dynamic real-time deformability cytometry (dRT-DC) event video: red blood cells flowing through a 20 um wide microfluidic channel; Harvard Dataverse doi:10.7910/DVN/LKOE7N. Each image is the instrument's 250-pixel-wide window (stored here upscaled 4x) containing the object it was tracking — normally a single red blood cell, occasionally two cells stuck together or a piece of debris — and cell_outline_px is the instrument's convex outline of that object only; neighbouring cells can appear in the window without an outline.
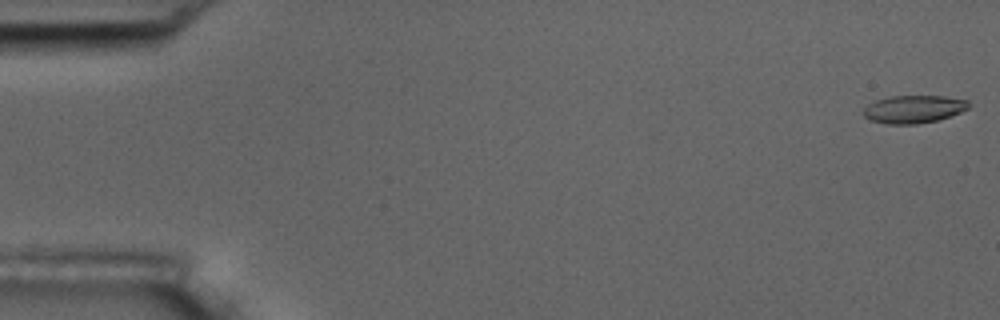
{"species": "common noctule bat (a hibernating species)", "species_latin": "Nyctalus noctula", "temperature_condition": "room temperature", "stored_images_in_passage": 56, "camera_frame_rate_fps": 3000, "um_per_image_px": 0.085, "animal": {"sex": "male", "body_mass_g": 17.5, "forearm_length_mm": 52.3}, "frame": {"image": 1, "passage_image": 1, "time_ms": 0.0, "image_size_px": [1000, 320], "cell_outline_px": [[968, 108], [960, 112], [936, 120], [916, 124], [888, 124], [872, 120], [864, 116], [864, 108], [868, 104], [876, 100], [892, 96], [944, 96], [968, 100]], "centroid_in_image_um": [77.65, 9.27], "position_along_channel_um": 7.4, "area_um2": 16.76}}
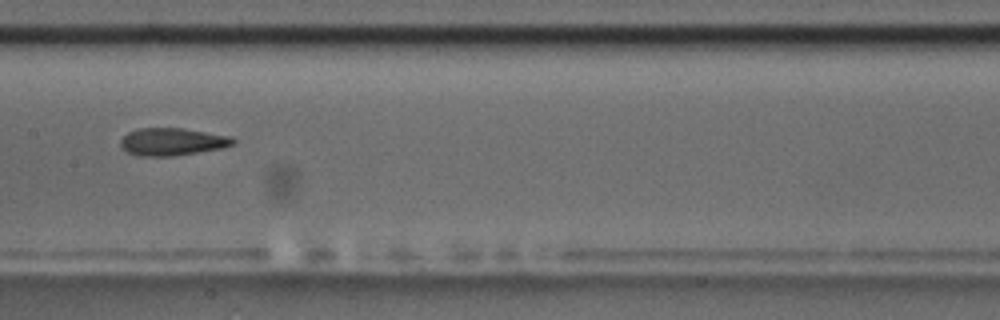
{"frame": {"image": 2, "passage_image": 29, "time_ms": 9.333, "image_size_px": [1000, 320], "cell_outline_px": [[236, 144], [220, 148], [172, 156], [136, 156], [120, 148], [120, 140], [128, 132], [136, 128], [184, 128], [232, 136], [236, 140]], "centroid_in_image_um": [14.62, 12.04], "position_along_channel_um": 192.8, "area_um2": 18.21}}
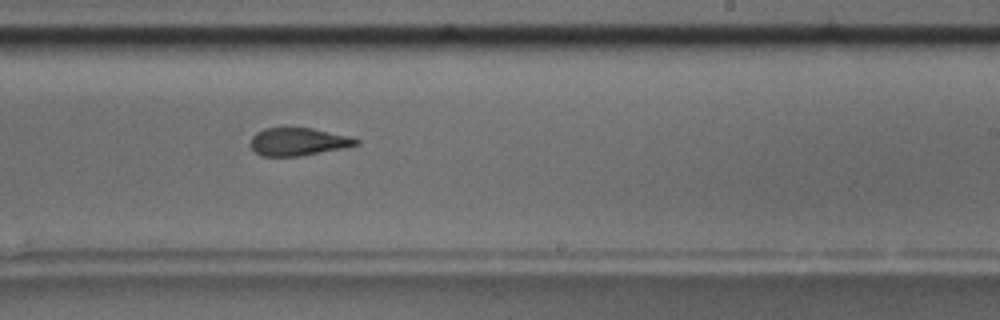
{"frame": {"image": 3, "passage_image": 35, "time_ms": 11.333, "image_size_px": [1000, 320], "cell_outline_px": [[360, 144], [344, 148], [300, 156], [260, 156], [248, 144], [252, 136], [256, 132], [264, 128], [312, 128], [348, 136], [360, 140]], "centroid_in_image_um": [25.32, 12.05], "position_along_channel_um": 263.7, "area_um2": 17.17}, "authors_computed_cell_mechanics": {"area_um2": 18.1492, "velocity_mm_per_s": 3.5542, "shape_relaxation_time_tau1_ms": 5.8526, "shape_relaxation_time_tau2_ms": 2.1854, "deformation_change_tau1": 0.1802, "deformation_change_tau2": 0.1037}}